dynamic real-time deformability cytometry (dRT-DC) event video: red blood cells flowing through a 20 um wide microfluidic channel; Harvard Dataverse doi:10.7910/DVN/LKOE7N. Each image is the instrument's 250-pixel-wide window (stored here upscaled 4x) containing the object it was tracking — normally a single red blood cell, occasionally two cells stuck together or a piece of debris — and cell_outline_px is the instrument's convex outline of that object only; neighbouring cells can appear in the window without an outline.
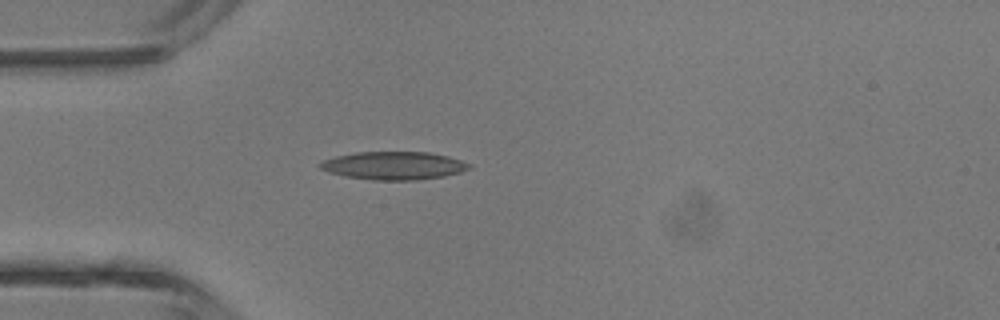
{"species": "common noctule bat (a hibernating species)", "species_latin": "Nyctalus noctula", "temperature_condition": "room temperature", "stored_images_in_passage": 4, "camera_frame_rate_fps": 3000, "um_per_image_px": 0.085, "animal": {"sex": "male", "body_mass_g": 13.3}, "frame": {"image": 1, "passage_image": 4, "time_ms": 4.333, "image_size_px": [1000, 320], "cell_outline_px": [[472, 168], [460, 172], [444, 176], [416, 180], [372, 180], [344, 176], [328, 172], [320, 168], [320, 164], [324, 160], [336, 156], [356, 152], [428, 152], [448, 156], [472, 164]], "centroid_in_image_um": [33.49, 14.08], "position_along_channel_um": 51.5, "area_um2": 24.33}}